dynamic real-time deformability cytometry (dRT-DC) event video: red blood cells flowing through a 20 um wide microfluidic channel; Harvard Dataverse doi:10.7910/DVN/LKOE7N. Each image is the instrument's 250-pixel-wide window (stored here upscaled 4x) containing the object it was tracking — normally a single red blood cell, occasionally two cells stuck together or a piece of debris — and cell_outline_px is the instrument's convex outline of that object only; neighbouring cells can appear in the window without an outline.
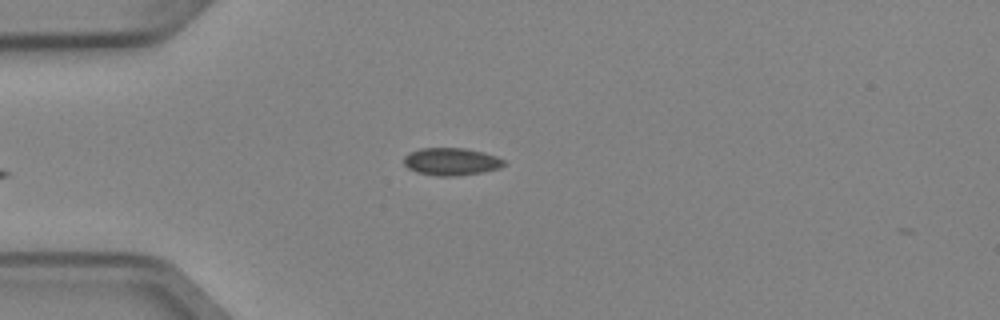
{"species": "Egyptian fruit bat (a non-hibernating species)", "species_latin": "Rousettus aegyptiacus", "temperature_condition": "cold", "stored_images_in_passage": 5, "camera_frame_rate_fps": 3000, "um_per_image_px": 0.085, "animal": {"sex": "female"}, "frame": {"image": 1, "passage_image": 5, "time_ms": 1.333, "image_size_px": [1000, 320], "cell_outline_px": [[508, 164], [500, 168], [484, 172], [452, 176], [436, 176], [416, 172], [408, 168], [404, 164], [404, 156], [408, 152], [420, 148], [464, 148], [484, 152], [496, 156], [504, 160]], "centroid_in_image_um": [38.36, 13.73], "position_along_channel_um": 46.6, "area_um2": 16.24}}